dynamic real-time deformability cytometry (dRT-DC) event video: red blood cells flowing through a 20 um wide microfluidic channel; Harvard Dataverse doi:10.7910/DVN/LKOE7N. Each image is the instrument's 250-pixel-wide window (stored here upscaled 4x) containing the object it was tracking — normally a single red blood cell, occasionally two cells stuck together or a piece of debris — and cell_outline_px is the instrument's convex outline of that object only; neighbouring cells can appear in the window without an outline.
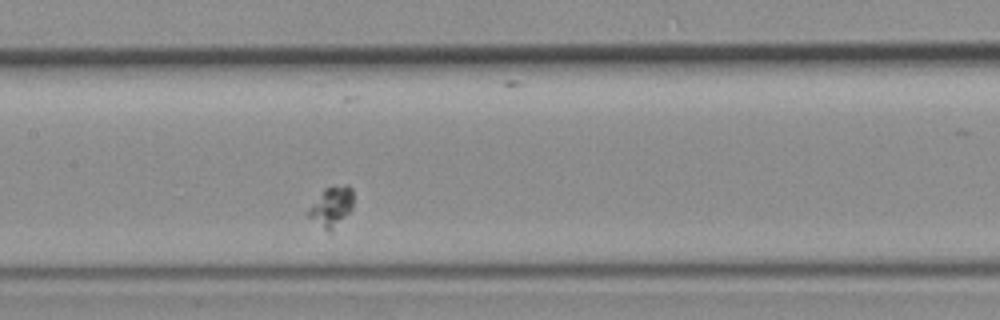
{"species": "common noctule bat (a hibernating species)", "species_latin": "Nyctalus noctula", "temperature_condition": "room temperature", "stored_images_in_passage": 38, "camera_frame_rate_fps": 3000, "um_per_image_px": 0.085, "animal": {"sex": "female", "body_mass_g": 19.3, "forearm_length_mm": 54.1}, "frame": {"image": 1, "passage_image": 13, "time_ms": 4.0, "image_size_px": [1000, 320], "cell_outline_px": [[352, 208], [332, 232], [328, 232], [308, 216], [308, 212], [324, 188], [344, 184], [348, 184], [352, 188]], "centroid_in_image_um": [28.21, 17.56], "position_along_channel_um": 179.2, "area_um2": 10.17}}
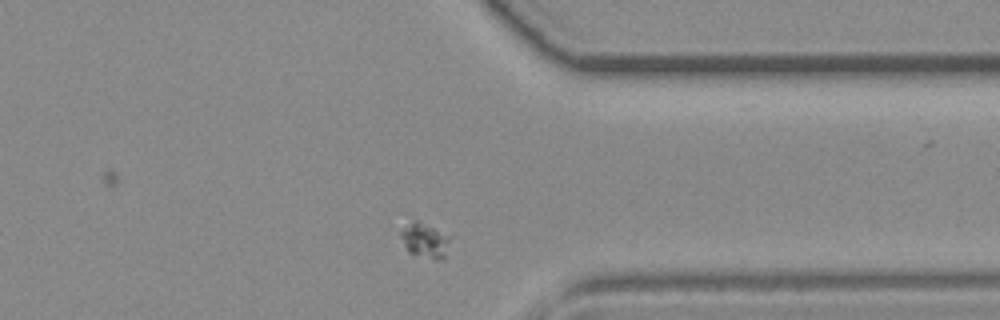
{"frame": {"image": 2, "passage_image": 27, "time_ms": 8.667, "image_size_px": [1000, 320], "cell_outline_px": [[452, 236], [444, 260], [436, 260], [408, 252], [400, 236], [400, 228], [416, 220]], "centroid_in_image_um": [36.14, 20.45], "position_along_channel_um": 375.3, "area_um2": 10.06}}
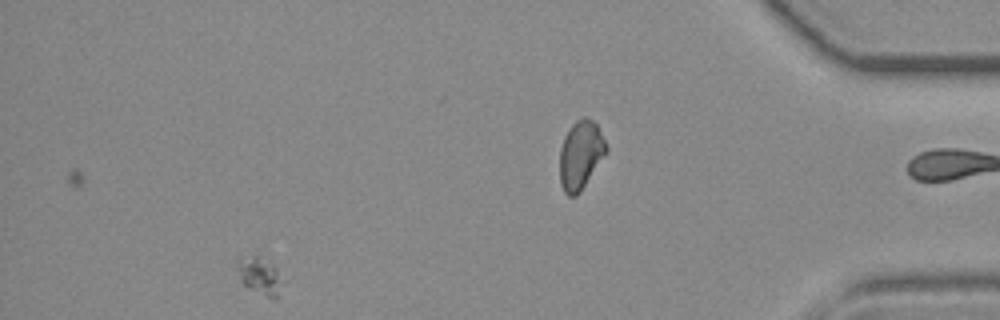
{"frame": {"image": 3, "passage_image": 34, "time_ms": 11.0, "image_size_px": [1000, 320], "cell_outline_px": [[288, 280], [276, 300], [248, 288], [240, 280], [232, 264], [236, 260], [252, 256], [256, 256], [272, 264]], "centroid_in_image_um": [22.13, 23.48], "position_along_channel_um": 413.1, "area_um2": 10.46}}